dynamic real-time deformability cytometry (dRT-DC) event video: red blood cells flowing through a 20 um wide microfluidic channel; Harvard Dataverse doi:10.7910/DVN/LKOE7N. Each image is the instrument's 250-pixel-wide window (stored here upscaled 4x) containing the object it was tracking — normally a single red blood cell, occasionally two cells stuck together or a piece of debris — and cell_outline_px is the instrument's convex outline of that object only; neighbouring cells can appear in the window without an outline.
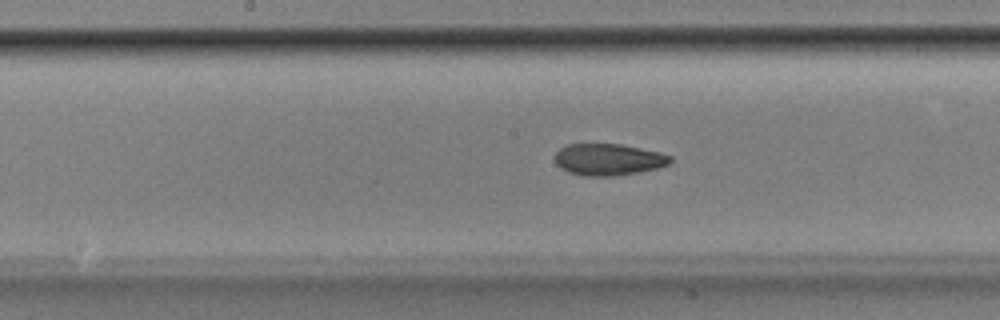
{"species": "Egyptian fruit bat (a non-hibernating species)", "species_latin": "Rousettus aegyptiacus", "temperature_condition": "room temperature", "stored_images_in_passage": 41, "camera_frame_rate_fps": 3000, "um_per_image_px": 0.085, "animal": {"sex": "male"}, "frame": {"image": 1, "passage_image": 22, "time_ms": 7.0, "image_size_px": [1000, 320], "cell_outline_px": [[672, 160], [668, 164], [656, 168], [640, 172], [612, 176], [584, 176], [568, 172], [560, 168], [556, 164], [556, 152], [560, 148], [568, 144], [620, 144], [640, 148], [672, 156]], "centroid_in_image_um": [51.69, 13.56], "position_along_channel_um": 196.5, "area_um2": 21.15}}
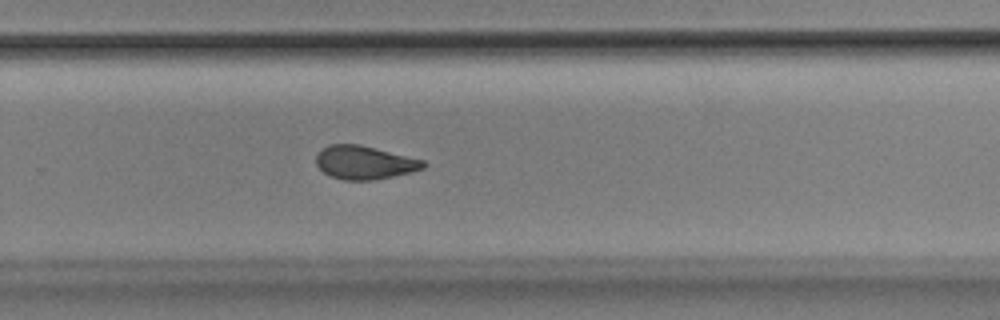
{"frame": {"image": 2, "passage_image": 30, "time_ms": 9.667, "image_size_px": [1000, 320], "cell_outline_px": [[428, 164], [424, 168], [392, 176], [372, 180], [344, 180], [332, 176], [324, 172], [316, 164], [316, 156], [328, 144], [360, 144], [424, 160]], "centroid_in_image_um": [30.99, 13.8], "position_along_channel_um": 298.8, "area_um2": 20.63}}
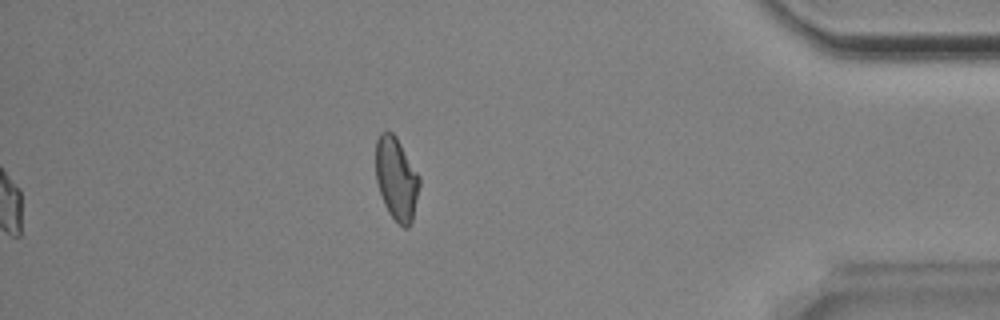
{"frame": {"image": 3, "passage_image": 41, "time_ms": 13.333, "image_size_px": [1000, 320], "cell_outline_px": [[420, 184], [412, 220], [408, 228], [404, 228], [388, 212], [384, 204], [376, 180], [376, 140], [380, 132], [388, 128], [396, 136], [420, 176]], "centroid_in_image_um": [33.69, 15.14], "position_along_channel_um": 401.5, "area_um2": 21.15}, "authors_computed_cell_mechanics": {"area_um2": 21.386, "velocity_mm_per_s": 3.8621, "shape_relaxation_time_tau1_ms": null, "shape_relaxation_time_tau2_ms": 2.8189, "deformation_change_tau1": null, "deformation_change_tau2": 0.0869}}